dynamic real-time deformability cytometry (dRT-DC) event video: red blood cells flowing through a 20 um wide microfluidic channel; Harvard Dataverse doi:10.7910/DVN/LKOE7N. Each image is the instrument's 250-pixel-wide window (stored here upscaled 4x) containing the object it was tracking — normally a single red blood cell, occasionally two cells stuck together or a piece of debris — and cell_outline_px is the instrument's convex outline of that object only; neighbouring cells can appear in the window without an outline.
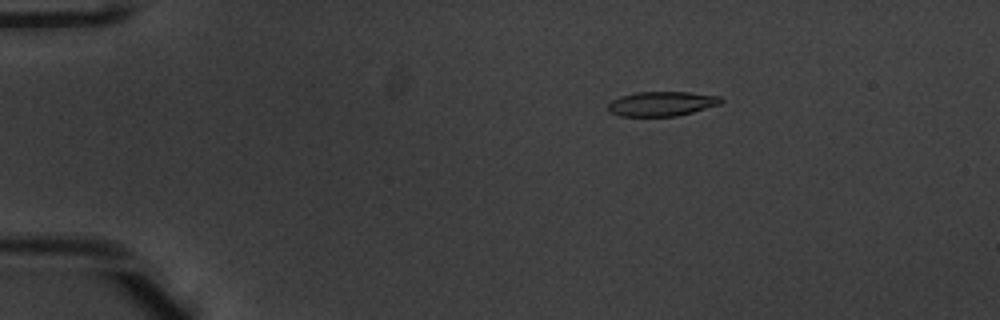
{"species": "common noctule bat (a hibernating species)", "species_latin": "Nyctalus noctula", "temperature_condition": "warm", "stored_images_in_passage": 46, "camera_frame_rate_fps": 3000, "um_per_image_px": 0.085, "animal": {"sex": "male", "body_mass_g": 20.1, "forearm_length_mm": 53.5}, "frame": {"image": 1, "passage_image": 4, "time_ms": 1.0, "image_size_px": [1000, 320], "cell_outline_px": [[724, 100], [720, 104], [692, 112], [676, 116], [620, 116], [608, 112], [608, 104], [612, 100], [620, 96], [636, 92], [688, 92], [720, 96]], "centroid_in_image_um": [56.23, 8.82], "position_along_channel_um": 28.8, "area_um2": 16.18}}
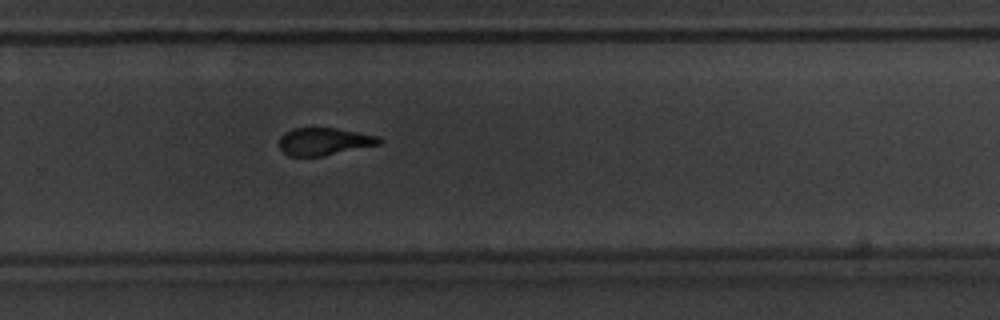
{"frame": {"image": 2, "passage_image": 30, "time_ms": 9.667, "image_size_px": [1000, 320], "cell_outline_px": [[384, 140], [380, 144], [324, 156], [288, 156], [280, 148], [280, 136], [284, 132], [292, 128], [336, 128], [380, 136]], "centroid_in_image_um": [27.57, 12.02], "position_along_channel_um": 302.2, "area_um2": 16.13}}
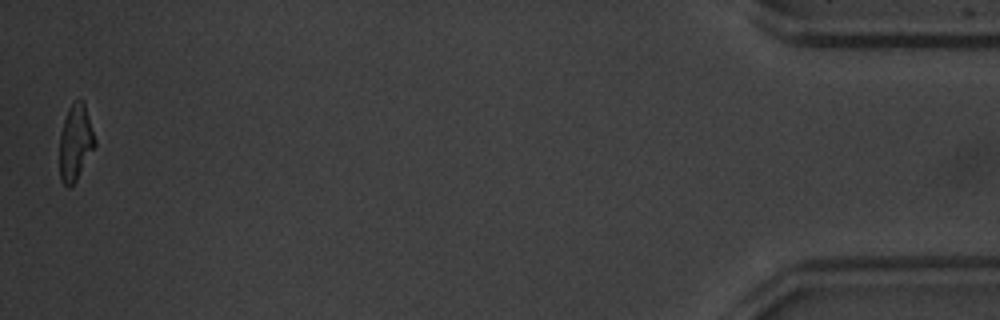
{"frame": {"image": 3, "passage_image": 46, "time_ms": 15.0, "image_size_px": [1000, 320], "cell_outline_px": [[96, 144], [76, 180], [68, 188], [60, 180], [60, 136], [64, 120], [68, 108], [76, 100], [84, 100], [96, 140]], "centroid_in_image_um": [6.42, 12.1], "position_along_channel_um": 428.8, "area_um2": 15.49}, "authors_computed_cell_mechanics": {"area_um2": 16.8198, "velocity_mm_per_s": 3.9518, "shape_relaxation_time_tau1_ms": 3.9655, "shape_relaxation_time_tau2_ms": 3.2211, "deformation_change_tau1": 0.2096, "deformation_change_tau2": 0.1359}}